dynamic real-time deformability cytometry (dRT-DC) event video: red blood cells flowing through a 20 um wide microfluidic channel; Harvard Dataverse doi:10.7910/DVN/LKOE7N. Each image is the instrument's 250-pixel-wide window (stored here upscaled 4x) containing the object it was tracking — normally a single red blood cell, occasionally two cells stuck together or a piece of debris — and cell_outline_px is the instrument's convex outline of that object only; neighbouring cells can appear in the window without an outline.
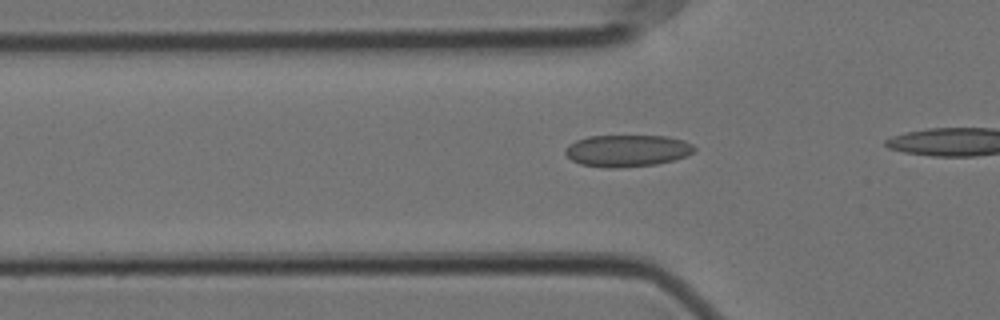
{"species": "Egyptian fruit bat (a non-hibernating species)", "species_latin": "Rousettus aegyptiacus", "temperature_condition": "cold", "stored_images_in_passage": 8, "camera_frame_rate_fps": 3000, "um_per_image_px": 0.085, "animal": {"sex": "female"}, "frame": {"image": 1, "passage_image": 2, "time_ms": 0.333, "image_size_px": [1000, 320], "cell_outline_px": [[696, 148], [692, 152], [676, 160], [656, 164], [620, 168], [608, 168], [580, 164], [572, 160], [564, 152], [564, 148], [568, 144], [576, 140], [588, 136], [664, 136], [684, 140], [692, 144]], "centroid_in_image_um": [53.28, 12.81], "position_along_channel_um": 72.5, "area_um2": 24.04}}
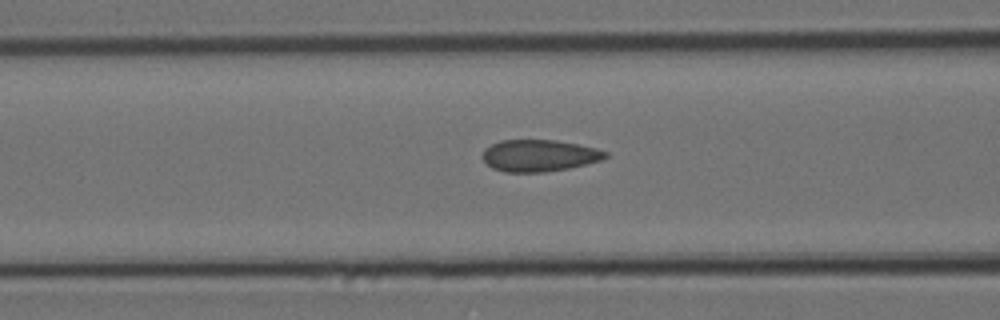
{"frame": {"image": 2, "passage_image": 6, "time_ms": 1.667, "image_size_px": [1000, 320], "cell_outline_px": [[608, 156], [600, 160], [568, 168], [544, 172], [504, 172], [492, 168], [480, 156], [484, 148], [500, 140], [556, 140], [596, 148], [608, 152]], "centroid_in_image_um": [45.78, 13.22], "position_along_channel_um": 120.8, "area_um2": 22.72}}